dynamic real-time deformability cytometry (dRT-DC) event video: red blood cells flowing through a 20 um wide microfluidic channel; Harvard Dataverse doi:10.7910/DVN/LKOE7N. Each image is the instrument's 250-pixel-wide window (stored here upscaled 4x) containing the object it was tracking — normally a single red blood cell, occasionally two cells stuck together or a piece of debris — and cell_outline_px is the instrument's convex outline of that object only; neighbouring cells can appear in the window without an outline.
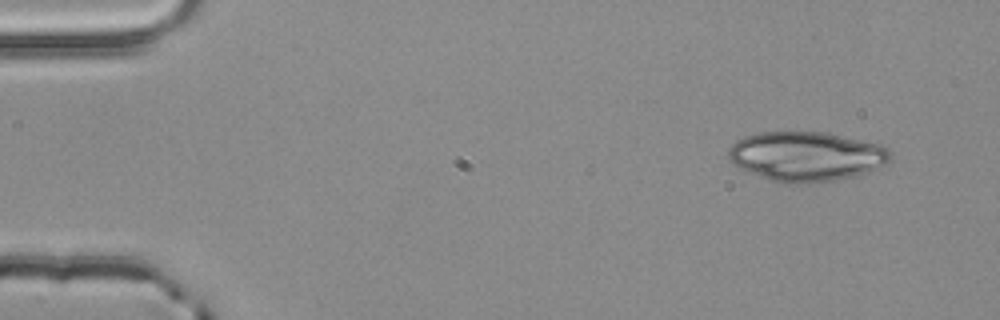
{"species": "common noctule bat (a hibernating species)", "species_latin": "Nyctalus noctula", "temperature_condition": "room temperature", "stored_images_in_passage": 3, "camera_frame_rate_fps": 3000, "um_per_image_px": 0.085, "animal": {"sex": "male", "body_mass_g": 20.4}, "frame": {"image": 1, "passage_image": 3, "time_ms": 0.667, "image_size_px": [1000, 320], "cell_outline_px": [[892, 160], [884, 164], [864, 172], [852, 176], [836, 180], [808, 184], [788, 184], [768, 180], [740, 168], [732, 164], [728, 160], [728, 148], [736, 140], [744, 136], [760, 132], [828, 132], [880, 144], [888, 148], [892, 152]], "centroid_in_image_um": [68.5, 13.29], "position_along_channel_um": 16.5, "area_um2": 47.22}}